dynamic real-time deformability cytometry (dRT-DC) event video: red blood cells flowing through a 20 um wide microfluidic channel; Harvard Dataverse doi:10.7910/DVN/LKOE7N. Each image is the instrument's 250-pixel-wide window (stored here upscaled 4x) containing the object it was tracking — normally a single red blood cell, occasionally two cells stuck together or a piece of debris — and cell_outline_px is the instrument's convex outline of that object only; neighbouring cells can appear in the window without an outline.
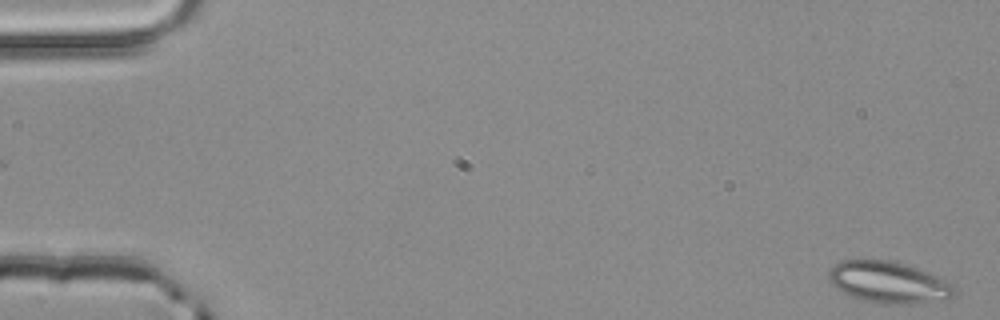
{"species": "common noctule bat (a hibernating species)", "species_latin": "Nyctalus noctula", "temperature_condition": "room temperature", "stored_images_in_passage": 2, "camera_frame_rate_fps": 3000, "um_per_image_px": 0.085, "animal": {"sex": "male", "body_mass_g": 20.4}, "frame": {"image": 1, "passage_image": 2, "time_ms": 0.333, "image_size_px": [1000, 320], "cell_outline_px": [[960, 292], [956, 296], [948, 300], [916, 304], [884, 304], [864, 300], [852, 296], [836, 288], [832, 284], [828, 276], [828, 272], [832, 264], [840, 260], [888, 260], [904, 264], [916, 268], [936, 276], [952, 284]], "centroid_in_image_um": [75.58, 24.02], "position_along_channel_um": 9.4, "area_um2": 30.69}}